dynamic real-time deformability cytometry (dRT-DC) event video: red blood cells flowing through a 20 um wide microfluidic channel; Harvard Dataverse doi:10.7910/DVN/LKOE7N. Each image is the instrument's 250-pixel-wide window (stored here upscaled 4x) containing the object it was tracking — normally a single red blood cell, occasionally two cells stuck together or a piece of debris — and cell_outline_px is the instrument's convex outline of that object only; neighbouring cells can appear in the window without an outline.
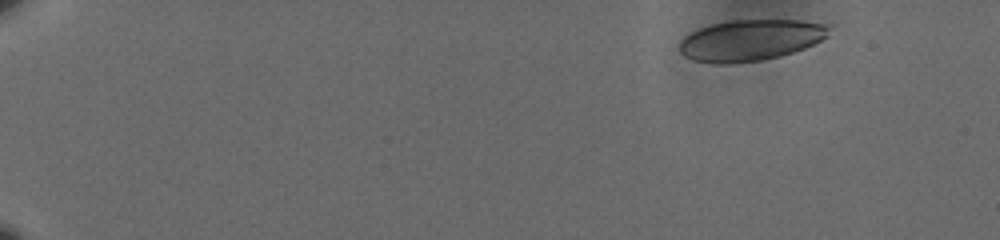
{"species": "human", "species_latin": "Homo sapiens", "temperature_condition": "cold", "stored_images_in_passage": 54, "camera_frame_rate_fps": 3000, "um_per_image_px": 0.085, "donor": {"sex": "male"}, "frame": {"image": 1, "passage_image": 1, "time_ms": 0.0, "image_size_px": [1000, 240], "cell_outline_px": [[832, 24], [828, 36], [804, 48], [780, 56], [760, 60], [732, 64], [712, 64], [692, 60], [684, 56], [680, 52], [680, 40], [684, 36], [700, 28], [712, 24], [732, 20], [800, 20]], "centroid_in_image_um": [63.8, 3.41], "position_along_channel_um": 21.2, "area_um2": 36.07}}
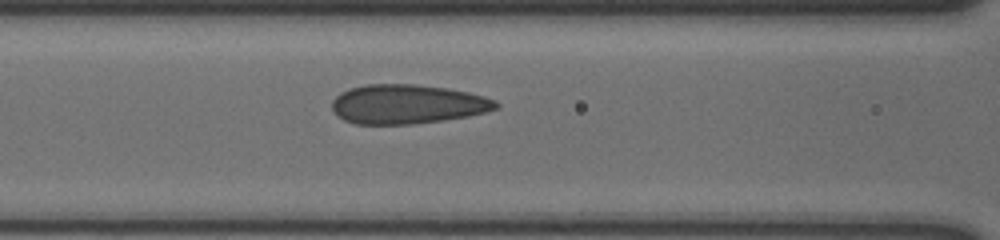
{"frame": {"image": 2, "passage_image": 23, "time_ms": 7.333, "image_size_px": [1000, 240], "cell_outline_px": [[500, 108], [468, 116], [444, 120], [412, 124], [356, 124], [344, 120], [336, 116], [332, 108], [332, 100], [340, 92], [348, 88], [364, 84], [416, 84], [448, 88], [468, 92], [484, 96], [496, 100], [500, 104]], "centroid_in_image_um": [34.61, 8.85], "position_along_channel_um": 132.0, "area_um2": 37.92}}
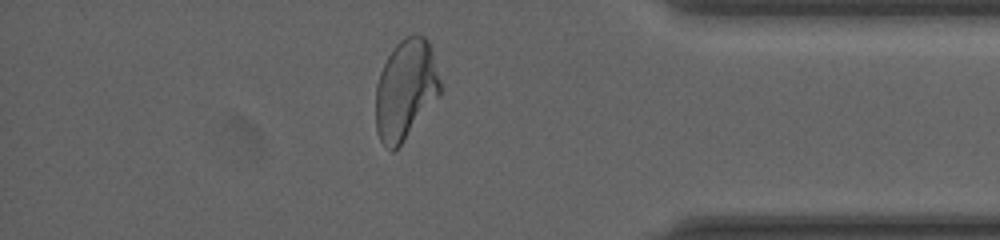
{"frame": {"image": 3, "passage_image": 47, "time_ms": 15.333, "image_size_px": [1000, 240], "cell_outline_px": [[440, 92], [400, 144], [392, 152], [380, 140], [376, 132], [376, 84], [380, 72], [388, 56], [396, 44], [404, 36], [424, 36], [428, 40], [432, 48], [440, 80]], "centroid_in_image_um": [34.45, 7.57], "position_along_channel_um": 400.8, "area_um2": 36.82}, "authors_computed_cell_mechanics": {"area_um2": 36.9631, "velocity_mm_per_s": 3.5831, "shape_relaxation_time_tau1_ms": 7.8192, "shape_relaxation_time_tau2_ms": 0.765, "deformation_change_tau1": 0.1567, "deformation_change_tau2": 0.0476}}